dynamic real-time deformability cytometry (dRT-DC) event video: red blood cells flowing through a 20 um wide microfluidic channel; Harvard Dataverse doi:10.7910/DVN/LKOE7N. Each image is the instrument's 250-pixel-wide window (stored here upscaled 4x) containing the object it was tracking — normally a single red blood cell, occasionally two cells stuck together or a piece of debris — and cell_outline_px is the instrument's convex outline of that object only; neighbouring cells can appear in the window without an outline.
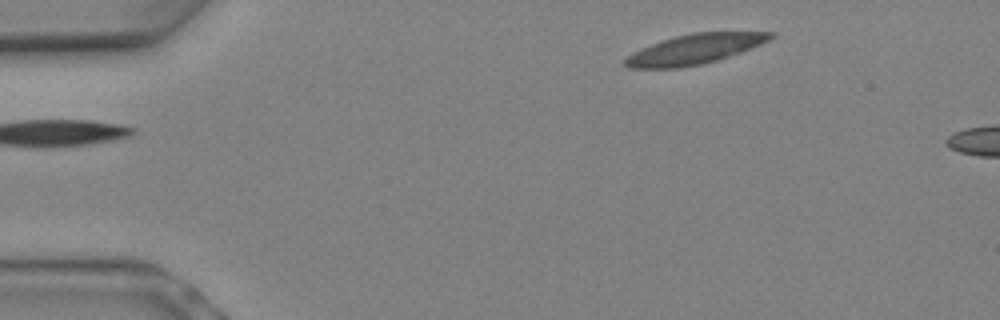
{"species": "Egyptian fruit bat (a non-hibernating species)", "species_latin": "Rousettus aegyptiacus", "temperature_condition": "warm", "stored_images_in_passage": 3, "camera_frame_rate_fps": 3000, "um_per_image_px": 0.085, "animal": {"sex": "female"}, "frame": {"image": 1, "passage_image": 3, "time_ms": 0.667, "image_size_px": [1000, 320], "cell_outline_px": [[776, 36], [760, 44], [740, 52], [716, 60], [700, 64], [676, 68], [628, 68], [624, 64], [624, 60], [632, 52], [640, 48], [660, 40], [692, 32], [776, 32]], "centroid_in_image_um": [59.01, 4.17], "position_along_channel_um": 26.0, "area_um2": 25.14}}